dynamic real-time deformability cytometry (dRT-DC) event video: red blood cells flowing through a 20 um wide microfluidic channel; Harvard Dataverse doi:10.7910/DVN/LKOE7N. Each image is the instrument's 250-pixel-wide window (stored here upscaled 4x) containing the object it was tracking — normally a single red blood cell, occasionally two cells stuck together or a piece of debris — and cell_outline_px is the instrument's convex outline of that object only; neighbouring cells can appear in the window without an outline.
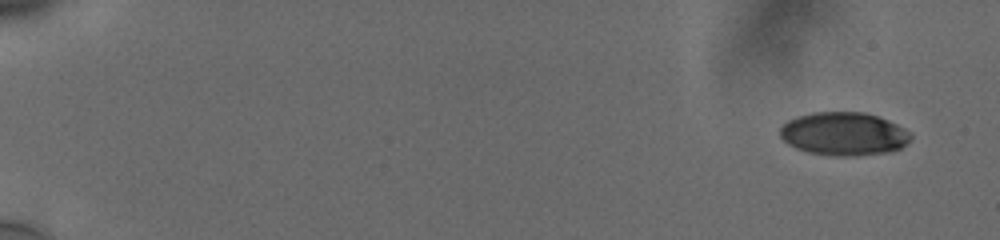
{"species": "human", "species_latin": "Homo sapiens", "temperature_condition": "cold", "stored_images_in_passage": 55, "camera_frame_rate_fps": 3000, "um_per_image_px": 0.085, "donor": {"sex": "male"}, "frame": {"image": 1, "passage_image": 1, "time_ms": 0.0, "image_size_px": [1000, 240], "cell_outline_px": [[912, 136], [900, 148], [888, 152], [856, 156], [836, 156], [808, 152], [796, 148], [788, 144], [780, 136], [780, 128], [788, 120], [796, 116], [812, 112], [864, 112], [888, 120], [912, 132]], "centroid_in_image_um": [71.71, 11.37], "position_along_channel_um": 13.3, "area_um2": 32.95}}
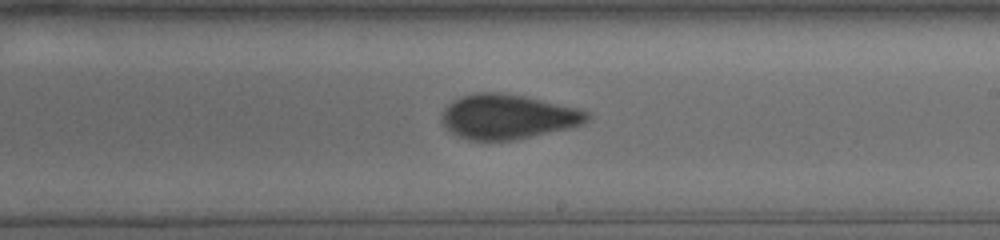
{"frame": {"image": 2, "passage_image": 34, "time_ms": 11.0, "image_size_px": [1000, 240], "cell_outline_px": [[588, 120], [580, 124], [568, 128], [512, 140], [468, 140], [452, 132], [440, 120], [440, 116], [444, 108], [452, 100], [460, 96], [476, 92], [500, 92], [524, 96], [576, 108], [588, 112]], "centroid_in_image_um": [43.09, 9.9], "position_along_channel_um": 245.9, "area_um2": 37.45}}
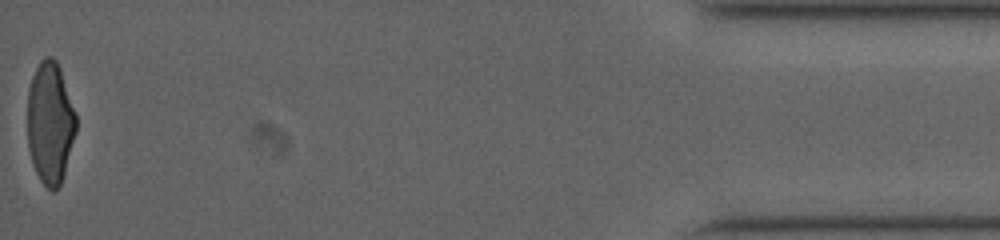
{"frame": {"image": 3, "passage_image": 55, "time_ms": 18.0, "image_size_px": [1000, 240], "cell_outline_px": [[76, 132], [64, 172], [60, 184], [52, 192], [40, 180], [32, 164], [28, 148], [28, 88], [32, 76], [40, 60], [44, 56], [52, 56], [56, 60], [60, 68], [76, 112]], "centroid_in_image_um": [4.25, 10.41], "position_along_channel_um": 430.9, "area_um2": 34.62}, "authors_computed_cell_mechanics": {"area_um2": 36.4718, "velocity_mm_per_s": 3.7735, "shape_relaxation_time_tau1_ms": 5.8523, "shape_relaxation_time_tau2_ms": 0.9406, "deformation_change_tau1": 0.1712, "deformation_change_tau2": 0.0605}}